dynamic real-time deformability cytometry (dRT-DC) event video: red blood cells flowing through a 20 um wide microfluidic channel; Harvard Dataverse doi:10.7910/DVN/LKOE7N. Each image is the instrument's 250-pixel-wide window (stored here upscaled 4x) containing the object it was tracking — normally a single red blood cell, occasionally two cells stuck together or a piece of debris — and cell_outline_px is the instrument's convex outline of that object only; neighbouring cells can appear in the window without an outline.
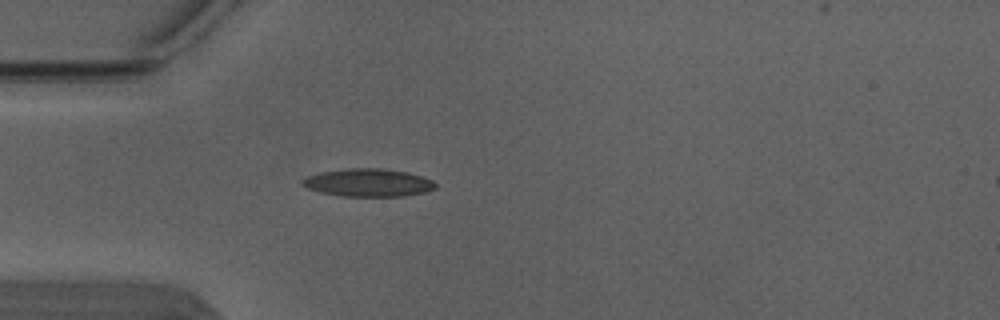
{"species": "Egyptian fruit bat (a non-hibernating species)", "species_latin": "Rousettus aegyptiacus", "temperature_condition": "warm", "stored_images_in_passage": 2, "camera_frame_rate_fps": 3000, "um_per_image_px": 0.085, "animal": {"sex": "male"}, "frame": {"image": 1, "passage_image": 1, "time_ms": 0.0, "image_size_px": [1000, 320], "cell_outline_px": [[436, 188], [424, 192], [404, 196], [344, 196], [320, 192], [308, 188], [300, 184], [300, 180], [308, 176], [320, 172], [348, 168], [384, 168], [408, 172], [432, 180], [436, 184]], "centroid_in_image_um": [31.28, 15.52], "position_along_channel_um": 53.7, "area_um2": 21.62}}